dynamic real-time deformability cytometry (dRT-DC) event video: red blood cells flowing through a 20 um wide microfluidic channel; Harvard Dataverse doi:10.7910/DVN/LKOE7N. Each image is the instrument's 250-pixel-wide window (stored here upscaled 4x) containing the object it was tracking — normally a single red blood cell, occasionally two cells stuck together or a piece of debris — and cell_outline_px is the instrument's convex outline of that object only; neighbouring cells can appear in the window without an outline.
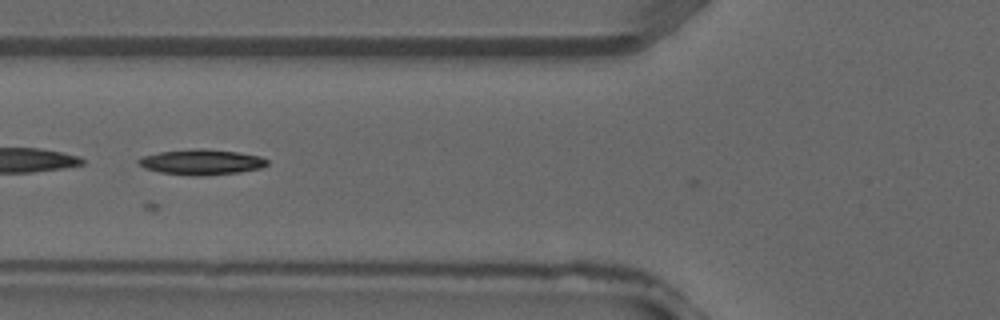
{"species": "common noctule bat (a hibernating species)", "species_latin": "Nyctalus noctula", "temperature_condition": "warm", "stored_images_in_passage": 20, "camera_frame_rate_fps": 3000, "um_per_image_px": 0.085, "animal": {"sex": "male", "forearm_length_mm": 52.5}, "frame": {"image": 1, "passage_image": 6, "time_ms": 1.667, "image_size_px": [1000, 320], "cell_outline_px": [[268, 164], [260, 168], [240, 172], [200, 176], [192, 176], [160, 172], [144, 168], [136, 160], [144, 156], [160, 152], [196, 148], [200, 148], [236, 152], [260, 156], [268, 160]], "centroid_in_image_um": [17.13, 13.78], "position_along_channel_um": 108.7, "area_um2": 18.9}}
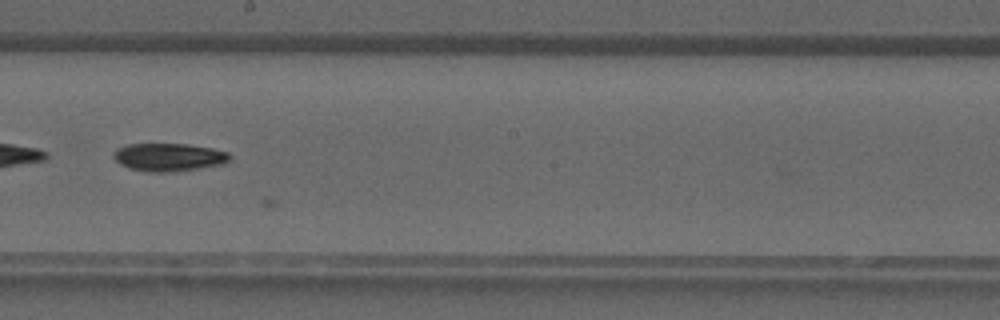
{"frame": {"image": 2, "passage_image": 13, "time_ms": 4.0, "image_size_px": [1000, 320], "cell_outline_px": [[232, 156], [228, 164], [200, 168], [168, 172], [152, 172], [128, 168], [120, 164], [112, 156], [112, 152], [116, 148], [128, 144], [188, 144], [212, 148], [228, 152]], "centroid_in_image_um": [14.37, 13.36], "position_along_channel_um": 233.8, "area_um2": 19.19}}